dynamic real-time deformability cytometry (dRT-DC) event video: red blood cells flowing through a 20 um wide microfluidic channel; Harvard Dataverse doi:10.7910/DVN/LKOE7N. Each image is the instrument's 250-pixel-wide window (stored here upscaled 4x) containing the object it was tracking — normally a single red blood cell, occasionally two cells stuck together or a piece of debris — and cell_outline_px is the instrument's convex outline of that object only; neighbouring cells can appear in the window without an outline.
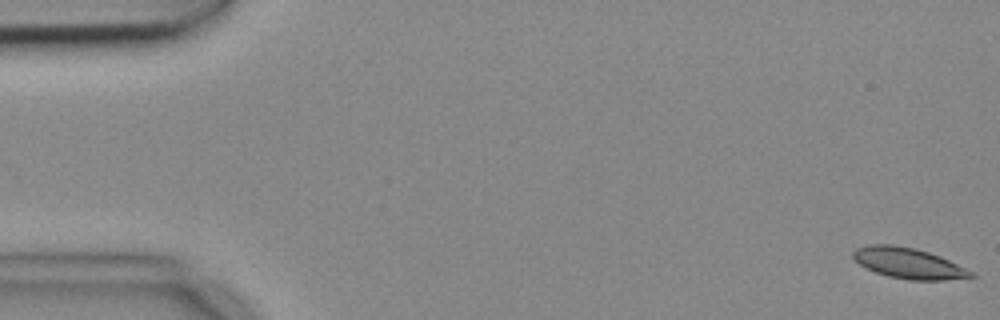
{"species": "common noctule bat (a hibernating species)", "species_latin": "Nyctalus noctula", "temperature_condition": "cold", "stored_images_in_passage": 4, "camera_frame_rate_fps": 3000, "um_per_image_px": 0.085, "animal": {"sex": "female", "body_mass_g": 18.4}, "frame": {"image": 1, "passage_image": 1, "time_ms": 0.0, "image_size_px": [1000, 320], "cell_outline_px": [[976, 276], [944, 280], [908, 280], [888, 276], [876, 272], [860, 264], [852, 256], [852, 252], [856, 248], [868, 244], [892, 244], [916, 248], [940, 256], [972, 272]], "centroid_in_image_um": [77.18, 22.36], "position_along_channel_um": 7.8, "area_um2": 20.87}}
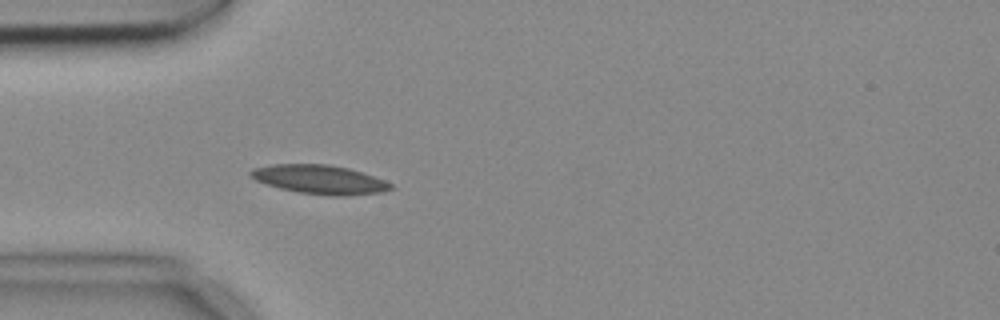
{"frame": {"image": 2, "passage_image": 4, "time_ms": 1.0, "image_size_px": [1000, 320], "cell_outline_px": [[392, 188], [380, 192], [348, 196], [332, 196], [300, 192], [280, 188], [256, 180], [248, 176], [248, 172], [252, 168], [272, 164], [328, 164], [348, 168], [384, 180], [392, 184]], "centroid_in_image_um": [27.13, 15.25], "position_along_channel_um": 57.9, "area_um2": 23.47}}